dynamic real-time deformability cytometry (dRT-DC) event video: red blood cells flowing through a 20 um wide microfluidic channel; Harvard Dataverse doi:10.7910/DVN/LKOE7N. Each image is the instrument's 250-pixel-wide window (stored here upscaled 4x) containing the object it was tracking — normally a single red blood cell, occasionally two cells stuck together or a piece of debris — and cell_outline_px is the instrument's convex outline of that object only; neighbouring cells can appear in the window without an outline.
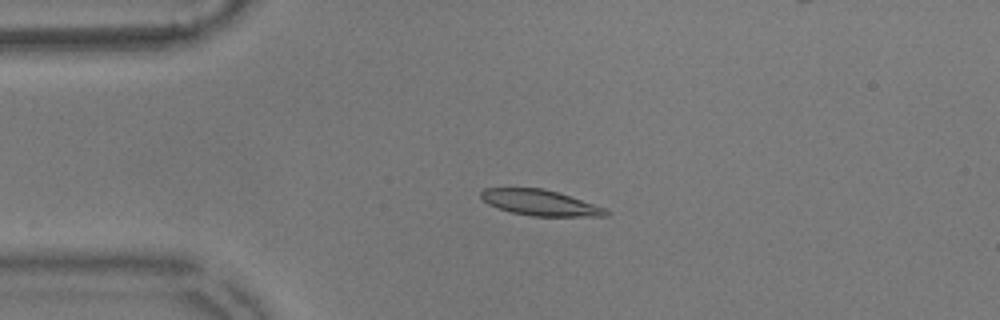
{"species": "common noctule bat (a hibernating species)", "species_latin": "Nyctalus noctula", "temperature_condition": "warm", "stored_images_in_passage": 12, "camera_frame_rate_fps": 3000, "um_per_image_px": 0.085, "animal": {"sex": "male", "body_mass_g": 17.9}, "frame": {"image": 1, "passage_image": 1, "time_ms": 0.0, "image_size_px": [1000, 320], "cell_outline_px": [[612, 212], [608, 216], [532, 216], [512, 212], [488, 204], [480, 196], [480, 192], [484, 188], [544, 188], [608, 208]], "centroid_in_image_um": [45.97, 17.23], "position_along_channel_um": 39.0, "area_um2": 18.73}}